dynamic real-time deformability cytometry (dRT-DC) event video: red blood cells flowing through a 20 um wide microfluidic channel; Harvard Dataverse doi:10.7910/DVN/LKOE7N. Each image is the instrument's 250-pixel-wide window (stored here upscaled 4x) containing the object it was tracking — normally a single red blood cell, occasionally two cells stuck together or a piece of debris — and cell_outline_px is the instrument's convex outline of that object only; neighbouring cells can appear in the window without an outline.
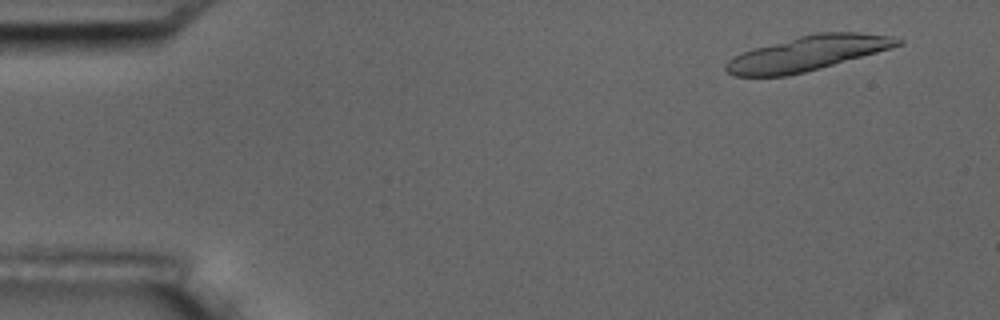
{"species": "common noctule bat (a hibernating species)", "species_latin": "Nyctalus noctula", "temperature_condition": "room temperature", "stored_images_in_passage": 5, "camera_frame_rate_fps": 3000, "um_per_image_px": 0.085, "animal": {"sex": "male", "body_mass_g": 17.5, "forearm_length_mm": 52.3}, "frame": {"image": 1, "passage_image": 1, "time_ms": 0.0, "image_size_px": [1000, 320], "cell_outline_px": [[904, 44], [820, 68], [788, 76], [736, 76], [728, 72], [724, 68], [724, 64], [732, 56], [756, 48], [800, 36], [816, 32], [860, 32], [892, 36], [904, 40]], "centroid_in_image_um": [68.66, 4.53], "position_along_channel_um": 16.3, "area_um2": 34.39}}